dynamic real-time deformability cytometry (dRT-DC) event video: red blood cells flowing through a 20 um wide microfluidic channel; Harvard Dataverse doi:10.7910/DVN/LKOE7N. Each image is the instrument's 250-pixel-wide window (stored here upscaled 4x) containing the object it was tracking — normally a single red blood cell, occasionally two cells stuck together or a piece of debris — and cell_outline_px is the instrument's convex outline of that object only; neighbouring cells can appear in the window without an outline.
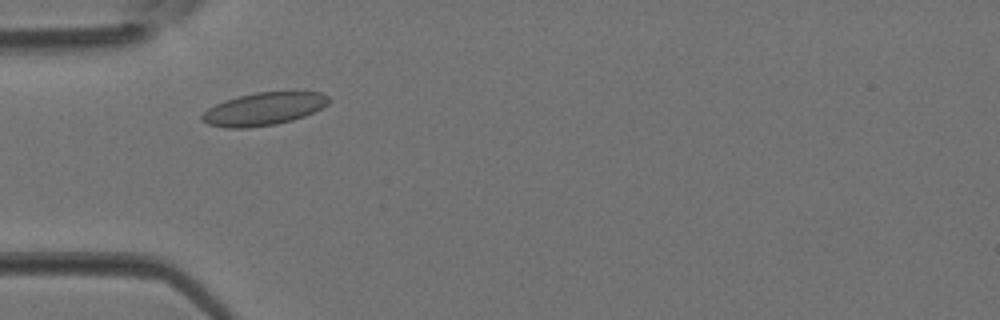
{"species": "Egyptian fruit bat (a non-hibernating species)", "species_latin": "Rousettus aegyptiacus", "temperature_condition": "room temperature", "stored_images_in_passage": 2, "camera_frame_rate_fps": 3000, "um_per_image_px": 0.085, "animal": {"sex": "female"}, "frame": {"image": 1, "passage_image": 2, "time_ms": 0.333, "image_size_px": [1000, 320], "cell_outline_px": [[328, 104], [304, 116], [292, 120], [276, 124], [248, 128], [224, 128], [208, 124], [200, 120], [200, 116], [208, 108], [224, 100], [256, 92], [320, 92], [328, 96]], "centroid_in_image_um": [22.36, 9.27], "position_along_channel_um": 62.6, "area_um2": 24.04}}